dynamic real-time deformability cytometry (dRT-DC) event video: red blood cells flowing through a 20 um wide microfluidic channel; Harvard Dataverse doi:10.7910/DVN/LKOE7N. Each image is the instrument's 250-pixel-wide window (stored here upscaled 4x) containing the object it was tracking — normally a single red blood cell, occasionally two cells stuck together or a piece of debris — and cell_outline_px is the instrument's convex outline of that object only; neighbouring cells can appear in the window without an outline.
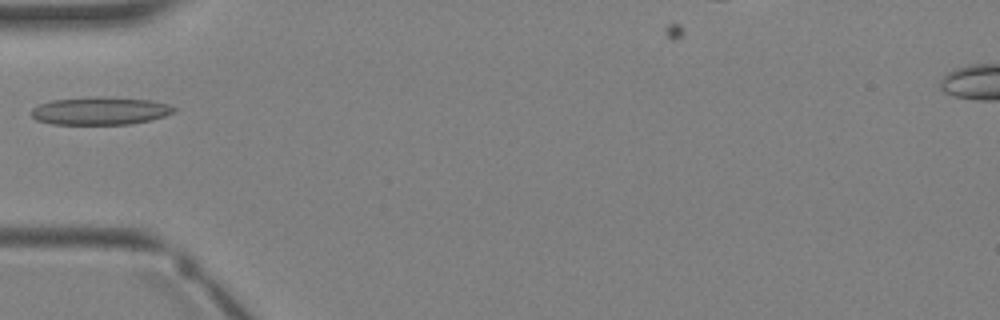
{"species": "Egyptian fruit bat (a non-hibernating species)", "species_latin": "Rousettus aegyptiacus", "temperature_condition": "warm", "stored_images_in_passage": 2, "camera_frame_rate_fps": 3000, "um_per_image_px": 0.085, "animal": {"sex": "female"}, "frame": {"image": 1, "passage_image": 2, "time_ms": 1.333, "image_size_px": [1000, 320], "cell_outline_px": [[176, 108], [172, 112], [164, 116], [148, 120], [128, 124], [52, 124], [36, 120], [28, 112], [32, 108], [40, 104], [52, 100], [96, 96], [152, 100], [168, 104]], "centroid_in_image_um": [8.46, 9.42], "position_along_channel_um": 76.5, "area_um2": 23.06}}